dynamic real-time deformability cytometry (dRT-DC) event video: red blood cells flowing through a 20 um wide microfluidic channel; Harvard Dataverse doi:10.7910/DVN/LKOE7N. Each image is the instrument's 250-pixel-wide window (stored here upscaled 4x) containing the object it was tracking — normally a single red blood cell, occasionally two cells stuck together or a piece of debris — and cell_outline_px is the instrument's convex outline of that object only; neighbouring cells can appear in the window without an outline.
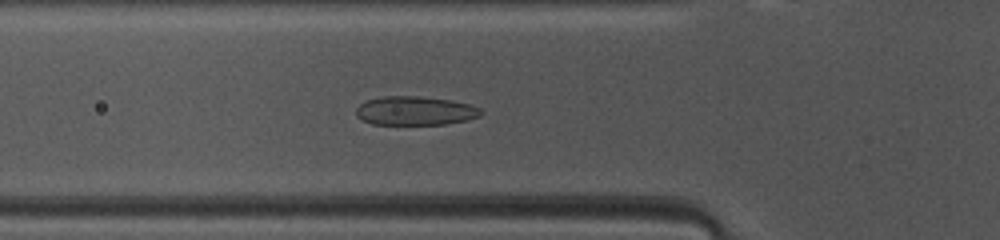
{"species": "common noctule bat (a hibernating species)", "species_latin": "Nyctalus noctula", "temperature_condition": "warm", "stored_images_in_passage": 40, "camera_frame_rate_fps": 3000, "um_per_image_px": 0.085, "animal": {"sex": "female", "body_mass_g": 10.0, "forearm_length_mm": 53.1}, "frame": {"image": 1, "passage_image": 8, "time_ms": 2.333, "image_size_px": [1000, 240], "cell_outline_px": [[484, 112], [480, 116], [468, 120], [444, 124], [372, 124], [356, 116], [356, 108], [360, 104], [368, 100], [380, 96], [416, 96], [452, 100], [468, 104], [480, 108]], "centroid_in_image_um": [35.3, 9.41], "position_along_channel_um": 90.5, "area_um2": 20.98}}
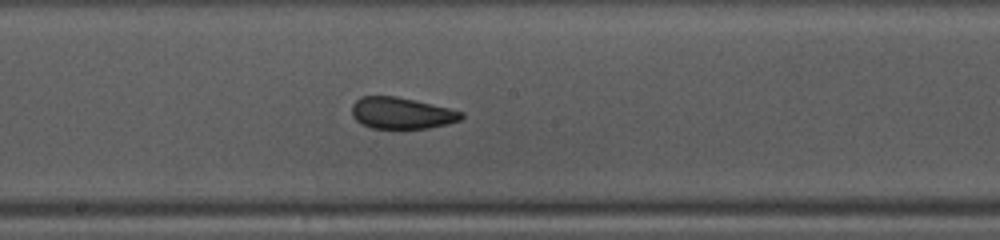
{"frame": {"image": 2, "passage_image": 17, "time_ms": 5.333, "image_size_px": [1000, 240], "cell_outline_px": [[464, 116], [460, 120], [448, 124], [428, 128], [372, 128], [356, 120], [352, 116], [352, 104], [360, 96], [396, 96], [416, 100], [464, 112]], "centroid_in_image_um": [34.14, 9.6], "position_along_channel_um": 214.1, "area_um2": 20.06}}
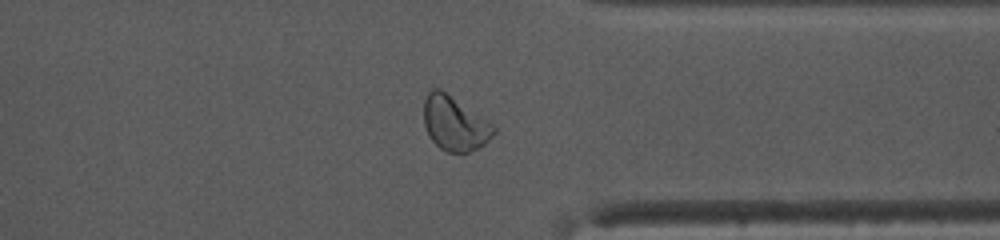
{"frame": {"image": 3, "passage_image": 29, "time_ms": 9.333, "image_size_px": [1000, 240], "cell_outline_px": [[496, 132], [484, 144], [468, 152], [448, 152], [440, 148], [428, 136], [424, 124], [424, 100], [428, 92], [432, 88], [440, 88], [492, 124], [496, 128]], "centroid_in_image_um": [38.61, 10.49], "position_along_channel_um": 372.8, "area_um2": 21.85}, "authors_computed_cell_mechanics": {"area_um2": 21.5883, "velocity_mm_per_s": 4.0874, "shape_relaxation_time_tau1_ms": null, "shape_relaxation_time_tau2_ms": 1.1429, "deformation_change_tau1": null, "deformation_change_tau2": 0.0718}}